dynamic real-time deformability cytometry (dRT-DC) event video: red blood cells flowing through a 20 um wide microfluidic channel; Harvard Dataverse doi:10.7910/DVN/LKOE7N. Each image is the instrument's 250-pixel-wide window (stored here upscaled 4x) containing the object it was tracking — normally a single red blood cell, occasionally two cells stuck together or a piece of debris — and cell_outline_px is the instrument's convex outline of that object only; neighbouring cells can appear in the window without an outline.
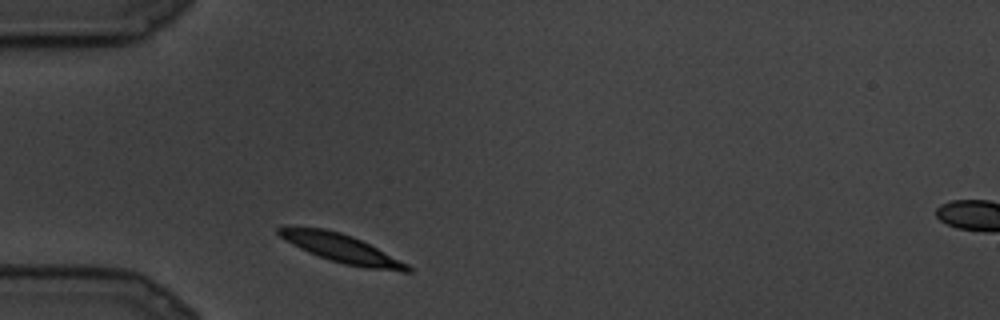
{"species": "common noctule bat (a hibernating species)", "species_latin": "Nyctalus noctula", "temperature_condition": "cold", "stored_images_in_passage": 69, "camera_frame_rate_fps": 3000, "um_per_image_px": 0.085, "animal": {"sex": "male", "body_mass_g": 19.5, "forearm_length_mm": 54.6}, "frame": {"image": 1, "passage_image": 1, "time_ms": 0.0, "image_size_px": [1000, 320], "cell_outline_px": [[412, 272], [400, 272], [368, 268], [344, 264], [308, 252], [292, 244], [280, 236], [276, 232], [276, 228], [324, 228], [340, 232], [352, 236], [408, 264], [412, 268]], "centroid_in_image_um": [29.08, 21.14], "position_along_channel_um": 55.9, "area_um2": 20.69}}
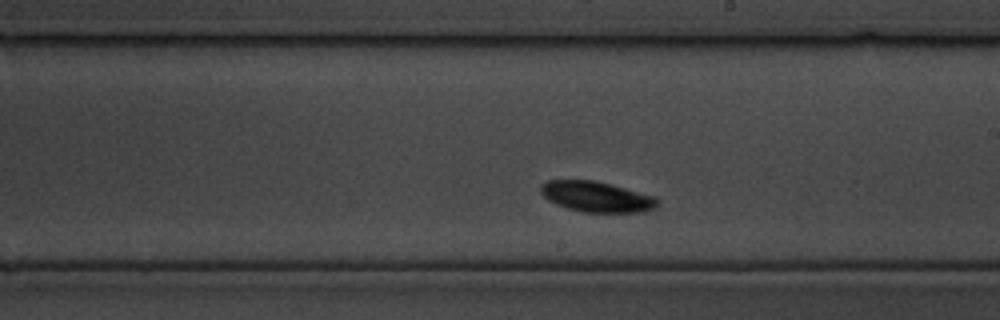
{"frame": {"image": 2, "passage_image": 29, "time_ms": 9.333, "image_size_px": [1000, 320], "cell_outline_px": [[660, 204], [644, 212], [580, 212], [556, 204], [548, 200], [540, 192], [540, 184], [548, 180], [592, 180], [612, 184], [656, 196], [660, 200]], "centroid_in_image_um": [50.73, 16.72], "position_along_channel_um": 238.3, "area_um2": 20.98}}
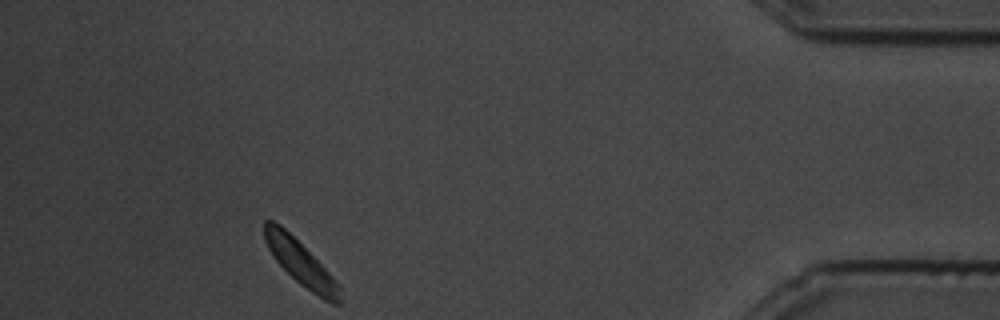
{"frame": {"image": 3, "passage_image": 61, "time_ms": 20.0, "image_size_px": [1000, 320], "cell_outline_px": [[340, 304], [332, 304], [324, 300], [300, 284], [276, 260], [268, 248], [264, 240], [264, 220], [272, 220], [280, 224], [332, 276], [340, 288]], "centroid_in_image_um": [25.53, 22.35], "position_along_channel_um": 409.7, "area_um2": 18.79}}